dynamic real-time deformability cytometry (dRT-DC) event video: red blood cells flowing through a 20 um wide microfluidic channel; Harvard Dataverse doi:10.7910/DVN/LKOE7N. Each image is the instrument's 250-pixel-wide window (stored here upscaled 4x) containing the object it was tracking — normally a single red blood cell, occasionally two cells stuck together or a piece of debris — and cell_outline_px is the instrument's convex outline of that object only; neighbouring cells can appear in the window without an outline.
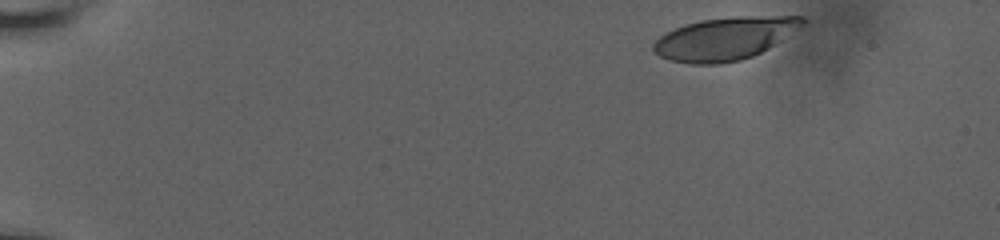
{"species": "human", "species_latin": "Homo sapiens", "temperature_condition": "room temperature", "stored_images_in_passage": 6, "camera_frame_rate_fps": 3000, "um_per_image_px": 0.085, "donor": {"sex": "male"}, "frame": {"image": 1, "passage_image": 1, "time_ms": 0.0, "image_size_px": [1000, 240], "cell_outline_px": [[808, 24], [768, 48], [752, 56], [740, 60], [720, 64], [692, 64], [672, 60], [660, 56], [652, 48], [652, 44], [664, 32], [684, 24], [700, 20], [736, 16], [804, 16], [808, 20]], "centroid_in_image_um": [61.65, 3.26], "position_along_channel_um": 23.3, "area_um2": 37.4}}
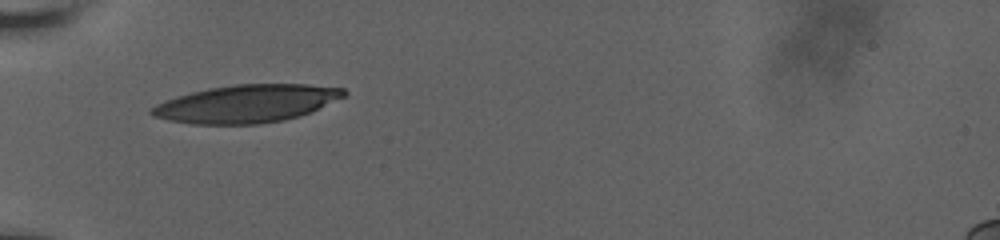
{"frame": {"image": 2, "passage_image": 5, "time_ms": 4.333, "image_size_px": [1000, 240], "cell_outline_px": [[348, 92], [344, 96], [312, 112], [300, 116], [284, 120], [260, 124], [192, 124], [168, 120], [152, 116], [148, 112], [156, 104], [164, 100], [176, 96], [208, 88], [236, 84], [308, 84], [344, 88]], "centroid_in_image_um": [20.96, 8.81], "position_along_channel_um": 64.0, "area_um2": 42.48}}